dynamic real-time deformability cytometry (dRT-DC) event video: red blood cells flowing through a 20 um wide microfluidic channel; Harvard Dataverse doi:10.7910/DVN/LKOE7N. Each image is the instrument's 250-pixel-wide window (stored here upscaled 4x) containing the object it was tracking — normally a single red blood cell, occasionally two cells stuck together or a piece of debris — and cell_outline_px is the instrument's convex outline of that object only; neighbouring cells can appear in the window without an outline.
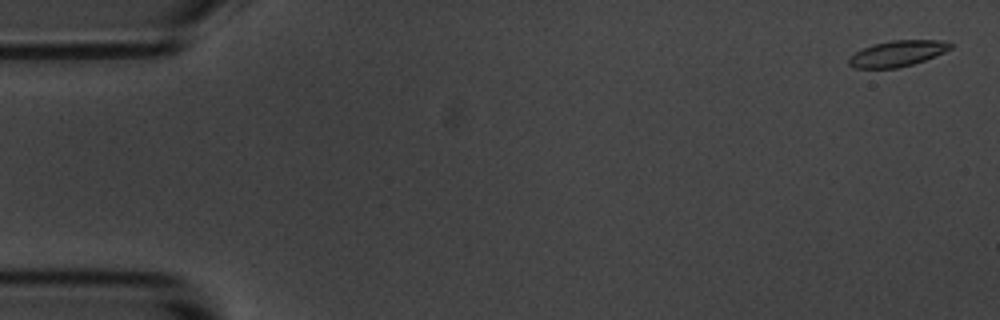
{"species": "common noctule bat (a hibernating species)", "species_latin": "Nyctalus noctula", "temperature_condition": "room temperature", "stored_images_in_passage": 7, "camera_frame_rate_fps": 3000, "um_per_image_px": 0.085, "animal": {"sex": "male", "body_mass_g": 20.1, "forearm_length_mm": 53.5}, "frame": {"image": 1, "passage_image": 1, "time_ms": 0.0, "image_size_px": [1000, 320], "cell_outline_px": [[952, 48], [936, 56], [912, 64], [896, 68], [852, 68], [848, 64], [848, 56], [872, 44], [892, 40], [940, 40], [952, 44]], "centroid_in_image_um": [76.25, 4.55], "position_along_channel_um": 8.8, "area_um2": 15.32}}
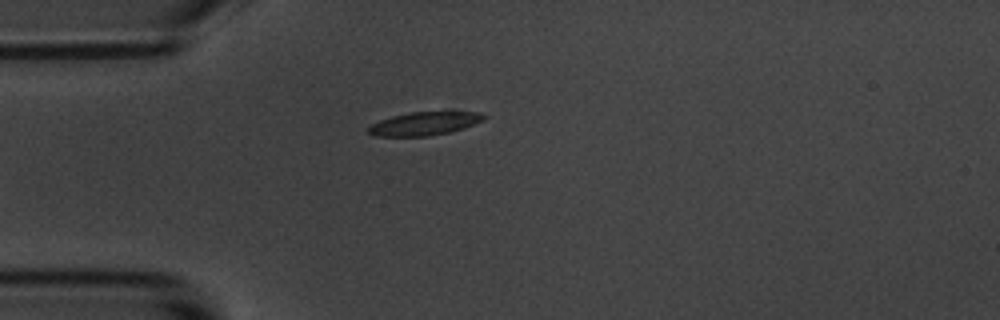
{"frame": {"image": 2, "passage_image": 5, "time_ms": 4.667, "image_size_px": [1000, 320], "cell_outline_px": [[488, 116], [484, 120], [464, 128], [448, 132], [428, 136], [376, 136], [368, 132], [368, 128], [372, 124], [380, 120], [392, 116], [412, 112], [480, 112]], "centroid_in_image_um": [36.1, 10.5], "position_along_channel_um": 48.9, "area_um2": 15.55}}
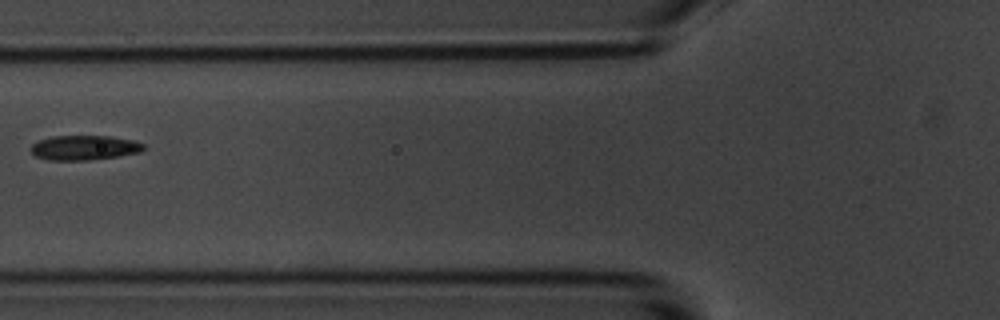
{"frame": {"image": 3, "passage_image": 7, "time_ms": 7.0, "image_size_px": [1000, 320], "cell_outline_px": [[144, 148], [140, 152], [116, 156], [88, 160], [48, 160], [36, 156], [28, 148], [36, 140], [52, 136], [108, 136], [136, 140], [144, 144]], "centroid_in_image_um": [7.12, 12.54], "position_along_channel_um": 118.7, "area_um2": 16.3}}